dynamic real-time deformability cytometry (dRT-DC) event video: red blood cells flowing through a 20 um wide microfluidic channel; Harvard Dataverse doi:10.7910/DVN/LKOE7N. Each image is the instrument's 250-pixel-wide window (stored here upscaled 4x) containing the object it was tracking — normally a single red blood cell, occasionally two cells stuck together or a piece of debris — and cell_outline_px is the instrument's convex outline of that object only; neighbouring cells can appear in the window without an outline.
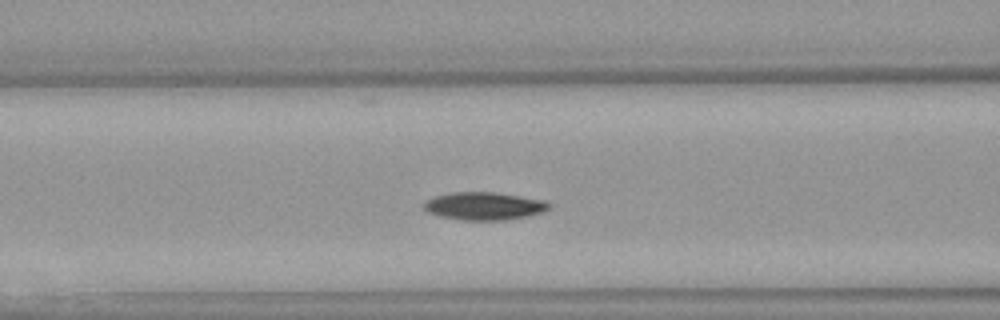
{"species": "Egyptian fruit bat (a non-hibernating species)", "species_latin": "Rousettus aegyptiacus", "temperature_condition": "warm", "stored_images_in_passage": 39, "camera_frame_rate_fps": 3000, "um_per_image_px": 0.085, "animal": {"sex": "female"}, "frame": {"image": 1, "passage_image": 8, "time_ms": 2.333, "image_size_px": [1000, 320], "cell_outline_px": [[552, 208], [544, 212], [528, 216], [508, 220], [460, 220], [440, 216], [428, 212], [420, 204], [424, 200], [432, 196], [452, 192], [496, 192], [544, 200], [552, 204]], "centroid_in_image_um": [41.14, 17.51], "position_along_channel_um": 125.5, "area_um2": 20.75}}
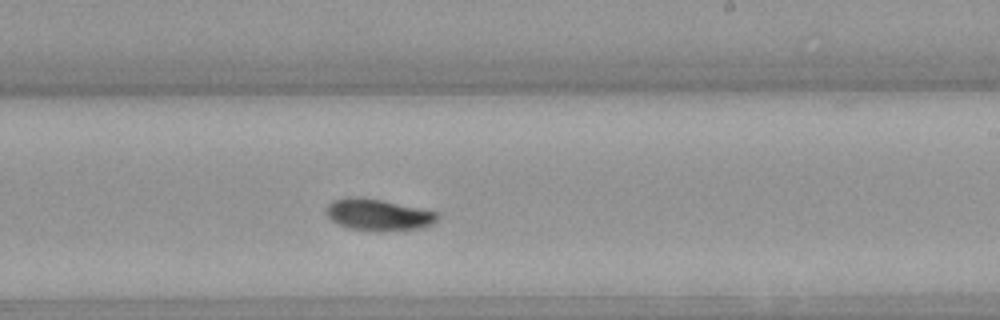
{"frame": {"image": 2, "passage_image": 18, "time_ms": 5.667, "image_size_px": [1000, 320], "cell_outline_px": [[440, 216], [432, 224], [424, 228], [384, 232], [376, 232], [348, 228], [332, 220], [324, 212], [324, 208], [332, 200], [348, 196], [360, 196], [380, 200], [436, 212]], "centroid_in_image_um": [32.11, 18.27], "position_along_channel_um": 256.9, "area_um2": 20.75}}
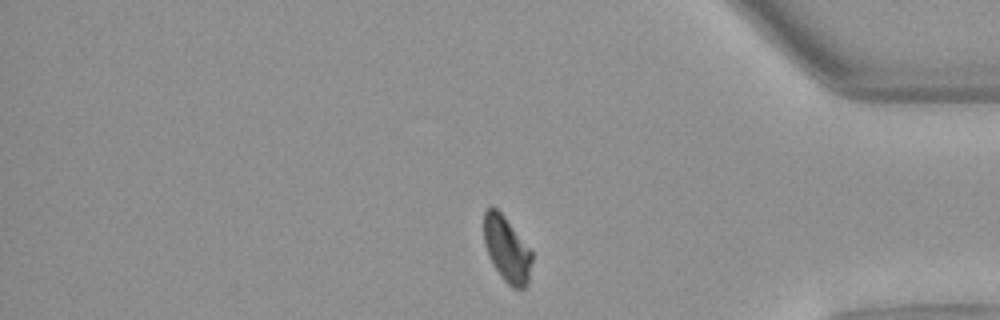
{"frame": {"image": 3, "passage_image": 30, "time_ms": 9.667, "image_size_px": [1000, 320], "cell_outline_px": [[532, 260], [528, 284], [524, 288], [512, 288], [504, 280], [492, 264], [484, 244], [484, 212], [488, 208], [496, 208], [504, 216], [532, 252]], "centroid_in_image_um": [43.07, 21.22], "position_along_channel_um": 392.1, "area_um2": 18.09}, "authors_computed_cell_mechanics": {"area_um2": 19.7098, "velocity_mm_per_s": 3.9616, "shape_relaxation_time_tau1_ms": 2.5121, "shape_relaxation_time_tau2_ms": 5.9016, "deformation_change_tau1": 0.1216, "deformation_change_tau2": 0.0837}}